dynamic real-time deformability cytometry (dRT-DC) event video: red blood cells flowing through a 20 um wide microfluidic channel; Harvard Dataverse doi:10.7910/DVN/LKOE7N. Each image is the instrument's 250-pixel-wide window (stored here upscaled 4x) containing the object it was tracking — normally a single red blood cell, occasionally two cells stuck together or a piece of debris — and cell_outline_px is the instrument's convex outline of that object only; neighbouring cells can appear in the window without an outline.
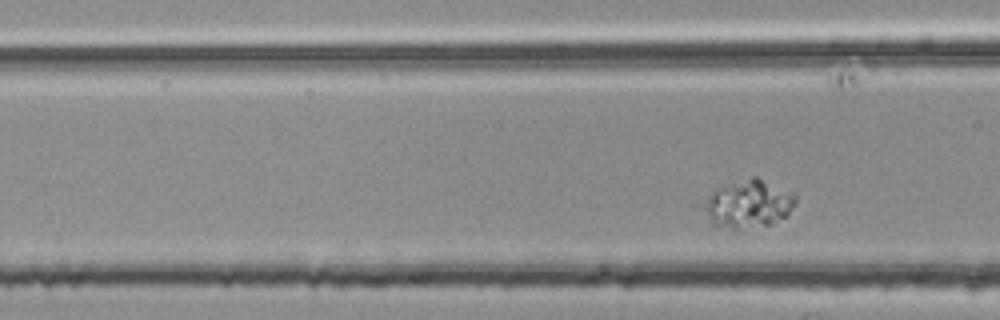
{"species": "common noctule bat (a hibernating species)", "species_latin": "Nyctalus noctula", "temperature_condition": "room temperature", "stored_images_in_passage": 5, "camera_frame_rate_fps": 3000, "um_per_image_px": 0.085, "animal": {"sex": "female", "body_mass_g": 25.1}, "frame": {"image": 1, "passage_image": 5, "time_ms": 1.333, "image_size_px": [1000, 320], "cell_outline_px": [[796, 204], [784, 216], [772, 224], [740, 228], [712, 228], [700, 204], [712, 192], [724, 184], [752, 176], [756, 176], [796, 192]], "centroid_in_image_um": [63.57, 17.31], "position_along_channel_um": 103.0, "area_um2": 26.24}}